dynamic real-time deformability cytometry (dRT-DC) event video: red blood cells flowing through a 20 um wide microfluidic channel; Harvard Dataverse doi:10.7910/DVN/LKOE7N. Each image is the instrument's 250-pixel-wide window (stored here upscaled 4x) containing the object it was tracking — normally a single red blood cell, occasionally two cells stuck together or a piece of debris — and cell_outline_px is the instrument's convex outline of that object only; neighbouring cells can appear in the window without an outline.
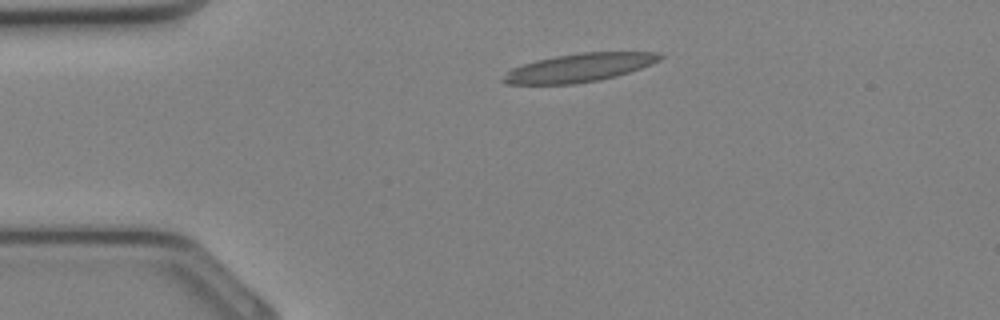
{"species": "Egyptian fruit bat (a non-hibernating species)", "species_latin": "Rousettus aegyptiacus", "temperature_condition": "cold", "stored_images_in_passage": 6, "camera_frame_rate_fps": 3000, "um_per_image_px": 0.085, "animal": {"sex": "female"}, "frame": {"image": 1, "passage_image": 1, "time_ms": 0.0, "image_size_px": [1000, 320], "cell_outline_px": [[664, 56], [660, 60], [640, 68], [616, 76], [596, 80], [572, 84], [504, 84], [500, 80], [512, 68], [536, 60], [556, 56], [584, 52], [656, 52]], "centroid_in_image_um": [49.21, 5.75], "position_along_channel_um": 35.8, "area_um2": 25.55}}
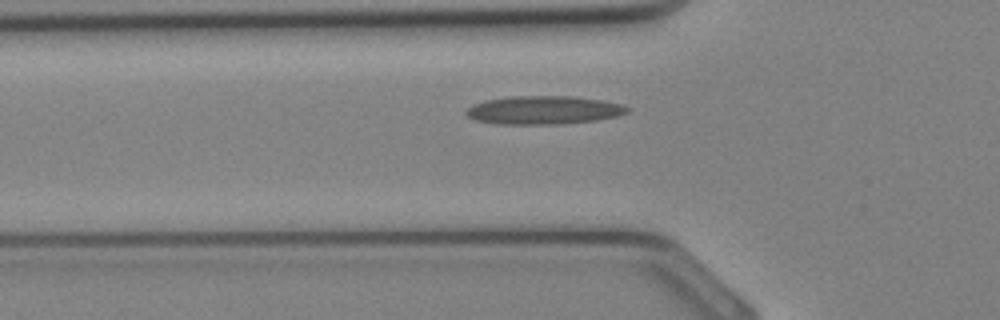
{"frame": {"image": 2, "passage_image": 5, "time_ms": 1.333, "image_size_px": [1000, 320], "cell_outline_px": [[628, 112], [616, 116], [596, 120], [556, 124], [496, 124], [476, 120], [468, 116], [464, 112], [472, 104], [484, 100], [512, 96], [572, 96], [600, 100], [620, 104], [628, 108]], "centroid_in_image_um": [46.15, 9.35], "position_along_channel_um": 79.7, "area_um2": 26.47}}